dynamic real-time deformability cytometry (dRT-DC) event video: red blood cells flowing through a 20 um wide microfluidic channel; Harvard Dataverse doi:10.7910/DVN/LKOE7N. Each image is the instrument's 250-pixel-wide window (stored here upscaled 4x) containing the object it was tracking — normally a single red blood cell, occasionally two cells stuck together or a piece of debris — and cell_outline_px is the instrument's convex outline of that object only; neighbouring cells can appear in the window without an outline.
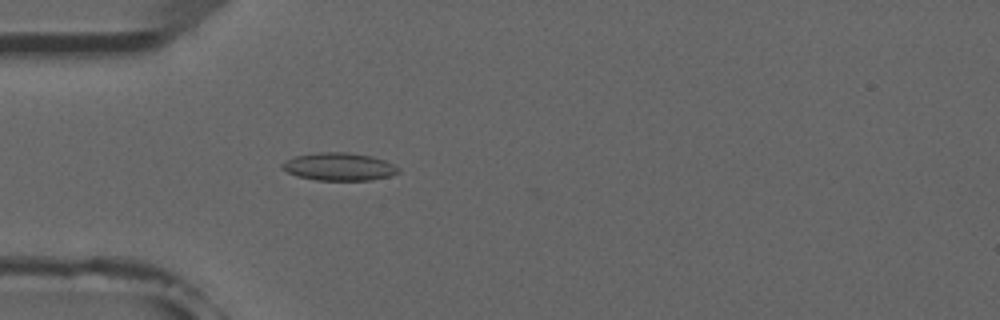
{"species": "common noctule bat (a hibernating species)", "species_latin": "Nyctalus noctula", "temperature_condition": "room temperature", "stored_images_in_passage": 6, "camera_frame_rate_fps": 3000, "um_per_image_px": 0.085, "animal": {"sex": "male", "forearm_length_mm": 52.5}, "frame": {"image": 1, "passage_image": 6, "time_ms": 5.667, "image_size_px": [1000, 320], "cell_outline_px": [[400, 172], [388, 176], [372, 180], [316, 180], [296, 176], [280, 168], [280, 164], [284, 160], [296, 156], [320, 152], [348, 152], [372, 156], [384, 160], [400, 168]], "centroid_in_image_um": [28.79, 14.17], "position_along_channel_um": 56.2, "area_um2": 18.9}}